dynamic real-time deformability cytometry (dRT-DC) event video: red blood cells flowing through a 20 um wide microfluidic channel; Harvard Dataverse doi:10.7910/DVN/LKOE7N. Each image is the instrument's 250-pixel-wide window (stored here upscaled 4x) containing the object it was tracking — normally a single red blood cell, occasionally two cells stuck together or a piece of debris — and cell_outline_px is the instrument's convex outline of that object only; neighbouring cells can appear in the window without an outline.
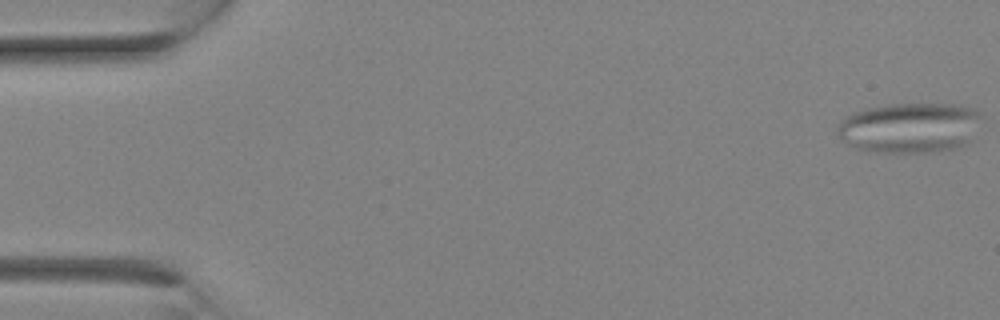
{"species": "Egyptian fruit bat (a non-hibernating species)", "species_latin": "Rousettus aegyptiacus", "temperature_condition": "room temperature", "stored_images_in_passage": 14, "camera_frame_rate_fps": 3000, "um_per_image_px": 0.085, "animal": {"sex": "female"}, "frame": {"image": 1, "passage_image": 1, "time_ms": 0.0, "image_size_px": [1000, 320], "cell_outline_px": [[984, 116], [972, 140], [968, 144], [960, 148], [940, 152], [872, 152], [856, 148], [840, 140], [836, 136], [836, 128], [840, 120], [844, 116], [868, 108], [888, 104], [960, 104], [972, 108], [980, 112]], "centroid_in_image_um": [77.37, 10.87], "position_along_channel_um": 7.6, "area_um2": 43.29}}
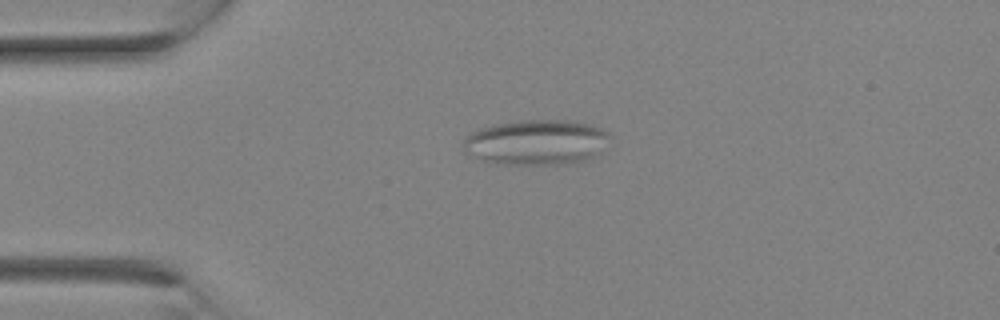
{"frame": {"image": 2, "passage_image": 7, "time_ms": 2.0, "image_size_px": [1000, 320], "cell_outline_px": [[612, 136], [600, 156], [568, 164], [496, 164], [480, 160], [464, 152], [464, 136], [480, 128], [492, 124], [516, 120], [572, 120], [604, 128]], "centroid_in_image_um": [45.63, 12.09], "position_along_channel_um": 39.4, "area_um2": 39.54}}